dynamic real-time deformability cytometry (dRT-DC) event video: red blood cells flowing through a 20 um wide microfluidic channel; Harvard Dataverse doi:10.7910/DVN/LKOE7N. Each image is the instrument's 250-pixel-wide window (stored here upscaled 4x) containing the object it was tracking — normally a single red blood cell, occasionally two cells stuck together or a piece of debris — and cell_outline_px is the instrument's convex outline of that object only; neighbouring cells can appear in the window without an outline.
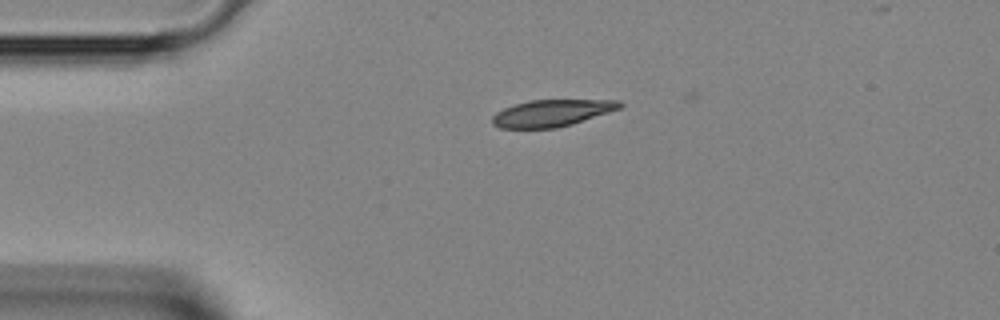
{"species": "Egyptian fruit bat (a non-hibernating species)", "species_latin": "Rousettus aegyptiacus", "temperature_condition": "room temperature", "stored_images_in_passage": 33, "camera_frame_rate_fps": 3000, "um_per_image_px": 0.085, "animal": {"sex": "female"}, "frame": {"image": 1, "passage_image": 1, "time_ms": 0.0, "image_size_px": [1000, 320], "cell_outline_px": [[624, 104], [620, 108], [572, 124], [556, 128], [500, 128], [492, 124], [492, 116], [496, 112], [504, 108], [528, 100], [620, 100]], "centroid_in_image_um": [46.88, 9.61], "position_along_channel_um": 38.1, "area_um2": 19.83}}
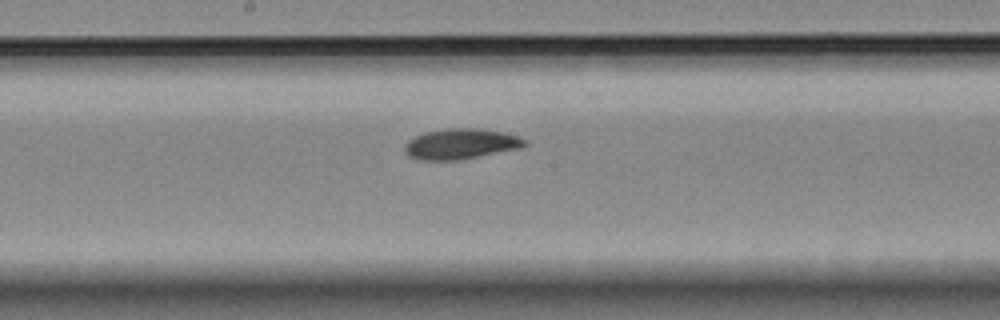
{"frame": {"image": 2, "passage_image": 14, "time_ms": 4.333, "image_size_px": [1000, 320], "cell_outline_px": [[528, 144], [524, 148], [460, 160], [420, 160], [408, 156], [404, 152], [404, 144], [408, 140], [424, 132], [444, 128], [476, 128], [504, 132], [528, 140]], "centroid_in_image_um": [39.19, 12.24], "position_along_channel_um": 209.0, "area_um2": 21.73}}
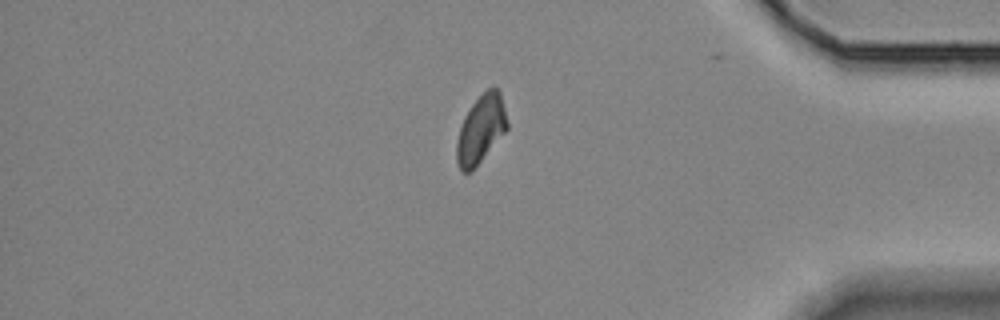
{"frame": {"image": 3, "passage_image": 28, "time_ms": 9.0, "image_size_px": [1000, 320], "cell_outline_px": [[508, 128], [472, 172], [460, 172], [456, 160], [456, 140], [464, 116], [472, 104], [488, 88], [496, 88], [500, 92], [508, 124]], "centroid_in_image_um": [40.85, 11.03], "position_along_channel_um": 394.4, "area_um2": 19.94}}